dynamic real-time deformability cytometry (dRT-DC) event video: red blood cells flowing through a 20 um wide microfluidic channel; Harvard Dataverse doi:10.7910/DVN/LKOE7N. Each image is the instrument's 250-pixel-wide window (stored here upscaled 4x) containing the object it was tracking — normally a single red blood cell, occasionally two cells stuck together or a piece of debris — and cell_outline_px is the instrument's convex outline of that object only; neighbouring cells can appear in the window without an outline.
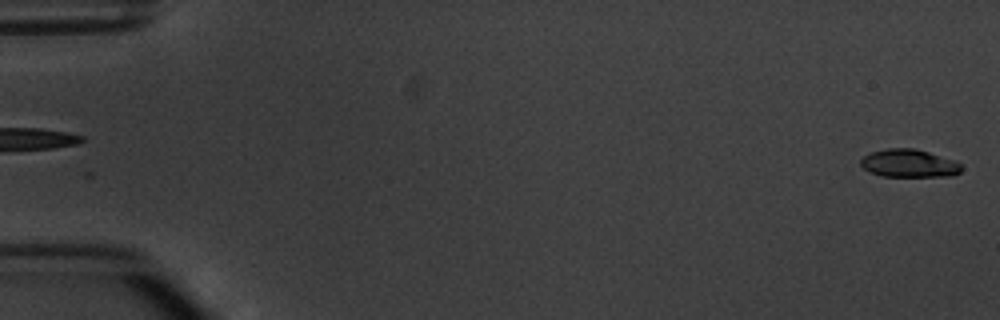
{"species": "common noctule bat (a hibernating species)", "species_latin": "Nyctalus noctula", "temperature_condition": "warm", "stored_images_in_passage": 2, "camera_frame_rate_fps": 3000, "um_per_image_px": 0.085, "animal": {"sex": "male", "body_mass_g": 20.1, "forearm_length_mm": 53.5}, "frame": {"image": 1, "passage_image": 2, "time_ms": 2.0, "image_size_px": [1000, 320], "cell_outline_px": [[964, 168], [960, 172], [952, 176], [884, 176], [872, 172], [864, 168], [860, 164], [860, 160], [864, 156], [872, 152], [888, 148], [916, 148], [952, 160], [960, 164]], "centroid_in_image_um": [77.28, 13.88], "position_along_channel_um": 7.7, "area_um2": 16.18}}